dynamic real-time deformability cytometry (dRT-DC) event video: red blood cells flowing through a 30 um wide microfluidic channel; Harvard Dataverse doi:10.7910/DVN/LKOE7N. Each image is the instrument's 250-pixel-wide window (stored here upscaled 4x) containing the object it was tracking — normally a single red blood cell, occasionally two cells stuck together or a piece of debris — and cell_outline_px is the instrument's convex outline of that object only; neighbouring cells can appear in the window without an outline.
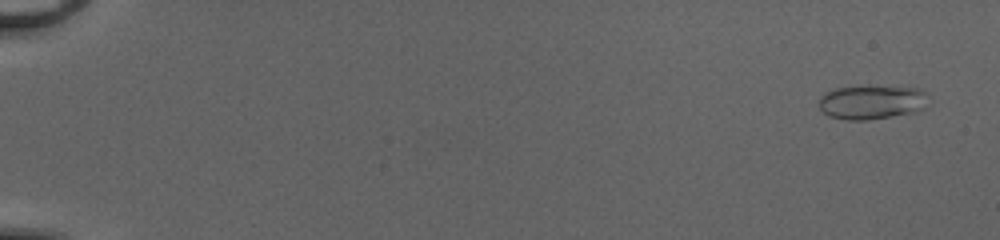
{"species": "common noctule bat (a hibernating species)", "species_latin": "Nyctalus noctula", "temperature_condition": "cold", "stored_images_in_passage": 53, "camera_frame_rate_fps": 3000, "um_per_image_px": 0.085, "animal": {"sex": "female", "body_mass_g": 20.0, "forearm_length_mm": 54.0}, "frame": {"image": 1, "passage_image": 3, "time_ms": 0.667, "image_size_px": [1000, 240], "cell_outline_px": [[924, 92], [920, 108], [908, 112], [888, 116], [864, 120], [852, 120], [828, 116], [820, 108], [820, 96], [824, 92], [836, 88], [920, 88]], "centroid_in_image_um": [73.94, 8.7], "position_along_channel_um": 11.1, "area_um2": 20.17}}
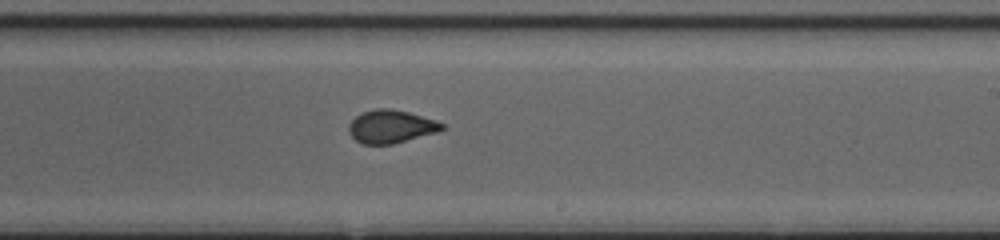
{"frame": {"image": 2, "passage_image": 34, "time_ms": 11.0, "image_size_px": [1000, 240], "cell_outline_px": [[444, 128], [436, 132], [392, 144], [364, 144], [356, 140], [348, 132], [348, 124], [356, 116], [364, 112], [376, 108], [392, 108], [408, 112], [436, 120], [444, 124]], "centroid_in_image_um": [33.21, 10.74], "position_along_channel_um": 255.8, "area_um2": 17.8}}
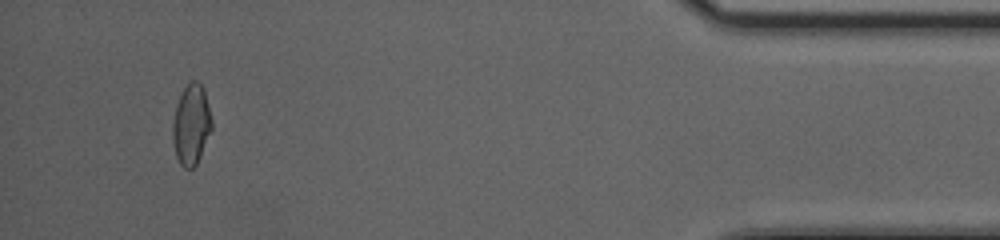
{"frame": {"image": 3, "passage_image": 50, "time_ms": 16.333, "image_size_px": [1000, 240], "cell_outline_px": [[212, 128], [200, 156], [196, 164], [192, 168], [184, 168], [180, 164], [176, 156], [172, 136], [172, 124], [176, 104], [184, 88], [192, 80], [196, 80], [204, 88], [212, 120]], "centroid_in_image_um": [16.25, 10.58], "position_along_channel_um": 418.9, "area_um2": 18.21}, "authors_computed_cell_mechanics": {"area_um2": 18.4382, "velocity_mm_per_s": 4.127, "shape_relaxation_time_tau1_ms": null, "shape_relaxation_time_tau2_ms": 0.5541, "deformation_change_tau1": null, "deformation_change_tau2": 0.0473}}